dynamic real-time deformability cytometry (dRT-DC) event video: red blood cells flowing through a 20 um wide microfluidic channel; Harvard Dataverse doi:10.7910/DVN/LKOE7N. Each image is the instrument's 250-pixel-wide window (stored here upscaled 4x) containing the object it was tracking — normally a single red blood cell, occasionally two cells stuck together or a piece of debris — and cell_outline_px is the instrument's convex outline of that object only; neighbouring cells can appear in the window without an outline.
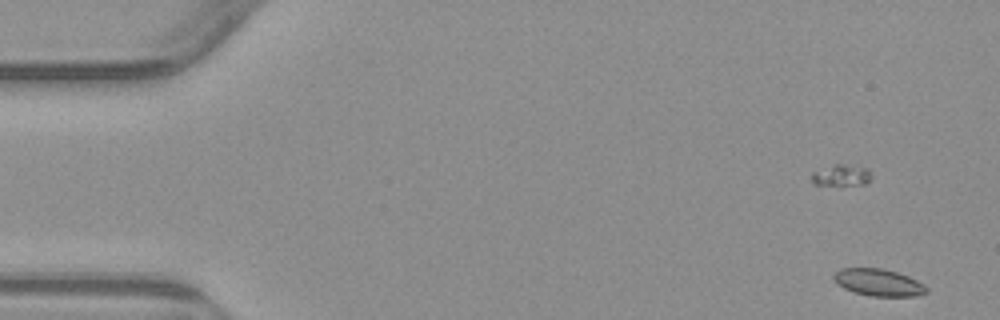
{"species": "common noctule bat (a hibernating species)", "species_latin": "Nyctalus noctula", "temperature_condition": "warm", "stored_images_in_passage": 5, "camera_frame_rate_fps": 3000, "um_per_image_px": 0.085, "animal": {"sex": "male", "body_mass_g": 23.1, "forearm_length_mm": 52.7}, "frame": {"image": 1, "passage_image": 1, "time_ms": 0.0, "image_size_px": [1000, 320], "cell_outline_px": [[928, 292], [916, 296], [872, 296], [856, 292], [844, 288], [832, 276], [840, 268], [880, 268], [896, 272], [908, 276], [924, 284], [928, 288]], "centroid_in_image_um": [74.72, 24.0], "position_along_channel_um": 10.3, "area_um2": 14.39}}
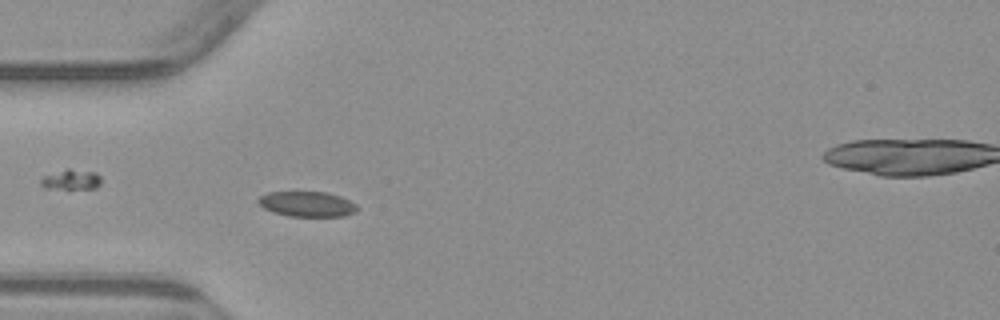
{"frame": {"image": 2, "passage_image": 4, "time_ms": 4.667, "image_size_px": [1000, 320], "cell_outline_px": [[356, 212], [344, 216], [288, 216], [272, 212], [264, 208], [256, 200], [260, 196], [268, 192], [328, 192], [340, 196], [356, 204]], "centroid_in_image_um": [26.08, 17.34], "position_along_channel_um": 58.9, "area_um2": 14.51}}